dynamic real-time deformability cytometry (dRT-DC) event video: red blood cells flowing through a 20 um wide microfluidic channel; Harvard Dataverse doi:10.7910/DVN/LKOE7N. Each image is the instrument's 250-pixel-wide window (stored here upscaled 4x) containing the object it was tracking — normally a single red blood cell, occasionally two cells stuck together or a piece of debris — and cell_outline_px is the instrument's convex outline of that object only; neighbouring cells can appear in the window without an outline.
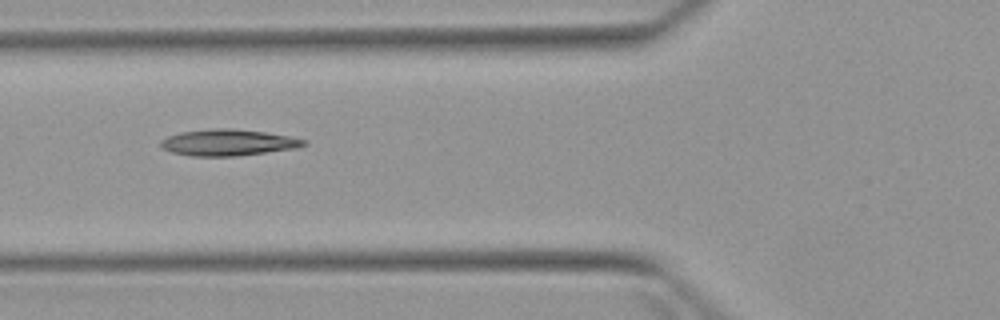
{"species": "Egyptian fruit bat (a non-hibernating species)", "species_latin": "Rousettus aegyptiacus", "temperature_condition": "warm", "stored_images_in_passage": 4, "camera_frame_rate_fps": 3000, "um_per_image_px": 0.085, "animal": {"sex": "female"}, "frame": {"image": 1, "passage_image": 2, "time_ms": 1.0, "image_size_px": [1000, 320], "cell_outline_px": [[308, 144], [296, 148], [236, 156], [192, 156], [172, 152], [160, 148], [160, 140], [168, 136], [180, 132], [216, 128], [232, 128], [264, 132], [292, 136], [308, 140]], "centroid_in_image_um": [19.4, 12.11], "position_along_channel_um": 106.4, "area_um2": 22.08}}
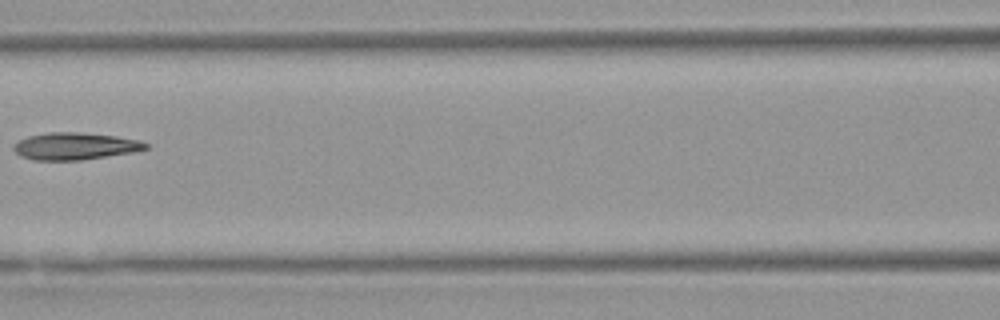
{"frame": {"image": 2, "passage_image": 3, "time_ms": 2.333, "image_size_px": [1000, 320], "cell_outline_px": [[148, 148], [132, 152], [80, 160], [32, 160], [20, 156], [12, 148], [20, 140], [28, 136], [52, 132], [80, 132], [116, 136], [140, 140], [148, 144]], "centroid_in_image_um": [6.37, 12.42], "position_along_channel_um": 160.2, "area_um2": 20.69}}
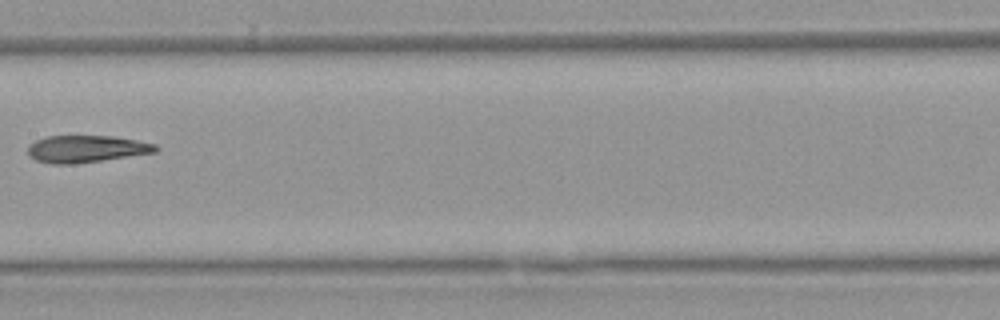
{"frame": {"image": 3, "passage_image": 4, "time_ms": 3.333, "image_size_px": [1000, 320], "cell_outline_px": [[160, 148], [156, 152], [72, 164], [52, 164], [36, 160], [28, 156], [28, 148], [36, 140], [44, 136], [112, 136], [136, 140], [156, 144]], "centroid_in_image_um": [7.32, 12.65], "position_along_channel_um": 200.1, "area_um2": 20.0}}